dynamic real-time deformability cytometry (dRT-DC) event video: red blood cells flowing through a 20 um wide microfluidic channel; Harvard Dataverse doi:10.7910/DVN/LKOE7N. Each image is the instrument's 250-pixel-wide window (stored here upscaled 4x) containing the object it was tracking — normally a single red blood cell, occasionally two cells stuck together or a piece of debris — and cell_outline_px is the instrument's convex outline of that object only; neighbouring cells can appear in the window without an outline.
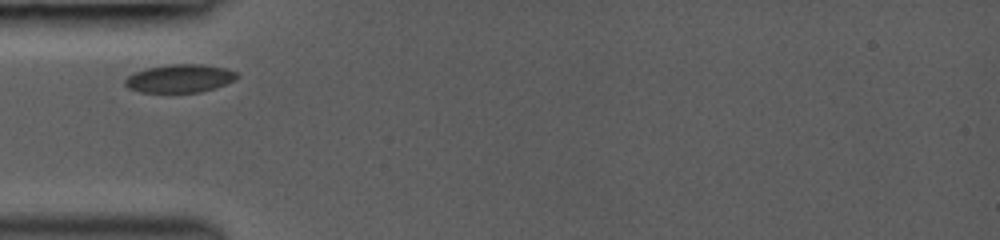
{"species": "common noctule bat (a hibernating species)", "species_latin": "Nyctalus noctula", "temperature_condition": "room temperature", "stored_images_in_passage": 9, "camera_frame_rate_fps": 3000, "um_per_image_px": 0.085, "animal": {"sex": "female", "body_mass_g": 19.0, "forearm_length_mm": 53.3}, "frame": {"image": 1, "passage_image": 1, "time_ms": 0.0, "image_size_px": [1000, 240], "cell_outline_px": [[240, 76], [236, 80], [216, 88], [200, 92], [140, 92], [128, 88], [124, 84], [124, 80], [128, 76], [136, 72], [148, 68], [172, 64], [204, 64], [224, 68], [236, 72]], "centroid_in_image_um": [15.31, 6.67], "position_along_channel_um": 69.7, "area_um2": 18.38}}
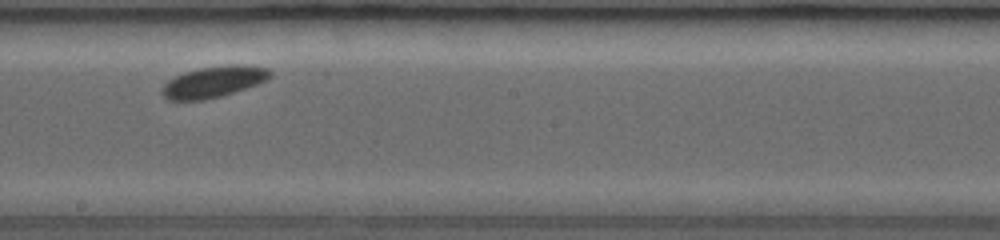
{"frame": {"image": 2, "passage_image": 5, "time_ms": 4.0, "image_size_px": [1000, 240], "cell_outline_px": [[272, 76], [256, 84], [220, 96], [204, 100], [168, 100], [160, 92], [160, 88], [168, 80], [184, 72], [200, 68], [228, 64], [236, 64], [268, 68], [272, 72]], "centroid_in_image_um": [18.11, 6.95], "position_along_channel_um": 230.1, "area_um2": 19.48}}
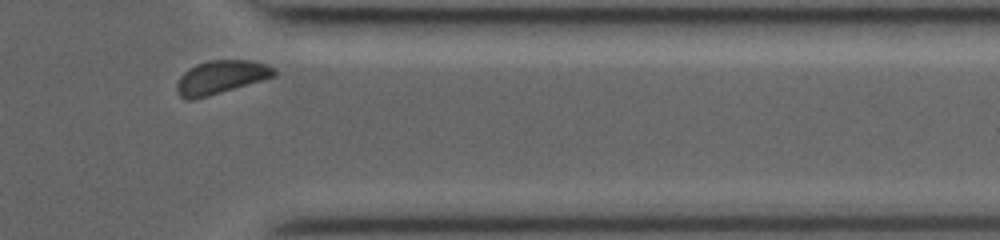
{"frame": {"image": 3, "passage_image": 9, "time_ms": 8.0, "image_size_px": [1000, 240], "cell_outline_px": [[276, 76], [208, 96], [192, 100], [188, 100], [180, 96], [176, 92], [176, 84], [180, 76], [188, 68], [196, 64], [208, 60], [248, 60], [264, 64], [276, 68]], "centroid_in_image_um": [18.74, 6.56], "position_along_channel_um": 392.7, "area_um2": 18.96}}